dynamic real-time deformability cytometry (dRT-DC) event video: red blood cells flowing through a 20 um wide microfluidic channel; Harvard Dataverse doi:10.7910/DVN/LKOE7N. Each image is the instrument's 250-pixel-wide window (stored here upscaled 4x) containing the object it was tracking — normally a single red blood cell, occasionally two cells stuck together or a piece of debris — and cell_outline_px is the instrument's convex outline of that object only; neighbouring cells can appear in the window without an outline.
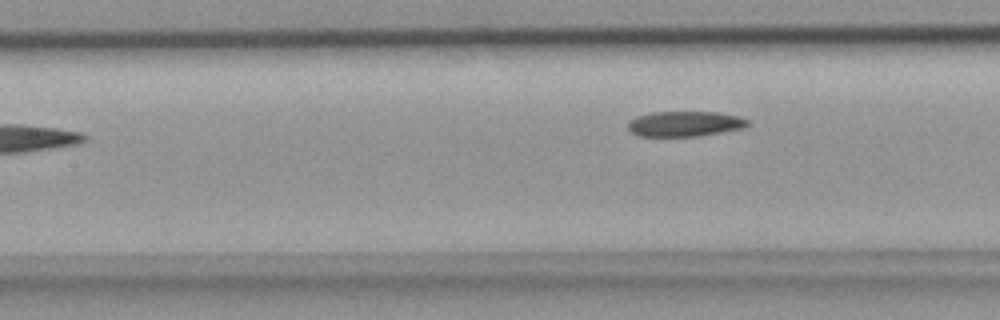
{"species": "common noctule bat (a hibernating species)", "species_latin": "Nyctalus noctula", "temperature_condition": "room temperature", "stored_images_in_passage": 7, "camera_frame_rate_fps": 3000, "um_per_image_px": 0.085, "animal": {"sex": "female", "body_mass_g": 18.4}, "frame": {"image": 1, "passage_image": 7, "time_ms": 2.0, "image_size_px": [1000, 320], "cell_outline_px": [[748, 124], [744, 128], [700, 136], [640, 136], [632, 132], [628, 128], [628, 120], [636, 116], [652, 112], [720, 112], [736, 116], [748, 120]], "centroid_in_image_um": [58.19, 10.52], "position_along_channel_um": 149.2, "area_um2": 17.63}}